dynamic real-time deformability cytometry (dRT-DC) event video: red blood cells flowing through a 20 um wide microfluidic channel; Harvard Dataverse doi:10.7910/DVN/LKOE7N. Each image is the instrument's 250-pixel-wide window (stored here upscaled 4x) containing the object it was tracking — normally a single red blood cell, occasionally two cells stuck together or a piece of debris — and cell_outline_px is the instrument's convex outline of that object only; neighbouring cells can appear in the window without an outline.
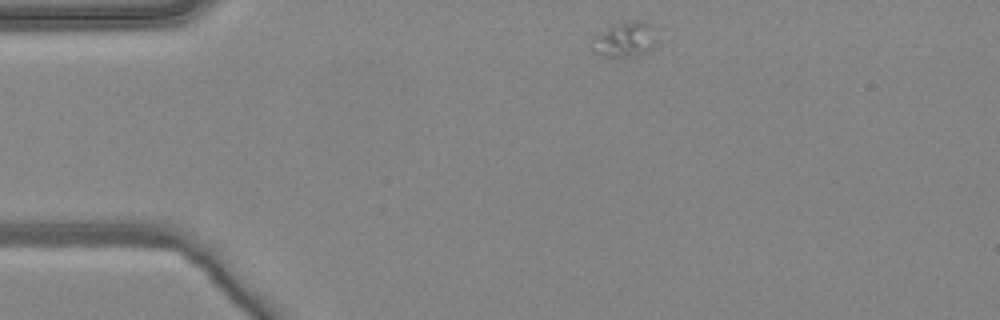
{"species": "common noctule bat (a hibernating species)", "species_latin": "Nyctalus noctula", "temperature_condition": "warm", "stored_images_in_passage": 2, "camera_frame_rate_fps": 3000, "um_per_image_px": 0.085, "animal": {"sex": "female", "body_mass_g": 24.6, "forearm_length_mm": 56.2}, "frame": {"image": 1, "passage_image": 1, "time_ms": 0.0, "image_size_px": [1000, 320], "cell_outline_px": [[660, 40], [648, 52], [640, 56], [628, 60], [600, 56], [588, 48], [592, 40], [596, 36], [608, 28], [620, 24], [636, 20], [640, 20], [648, 24]], "centroid_in_image_um": [53.13, 3.47], "position_along_channel_um": 31.9, "area_um2": 13.81}}